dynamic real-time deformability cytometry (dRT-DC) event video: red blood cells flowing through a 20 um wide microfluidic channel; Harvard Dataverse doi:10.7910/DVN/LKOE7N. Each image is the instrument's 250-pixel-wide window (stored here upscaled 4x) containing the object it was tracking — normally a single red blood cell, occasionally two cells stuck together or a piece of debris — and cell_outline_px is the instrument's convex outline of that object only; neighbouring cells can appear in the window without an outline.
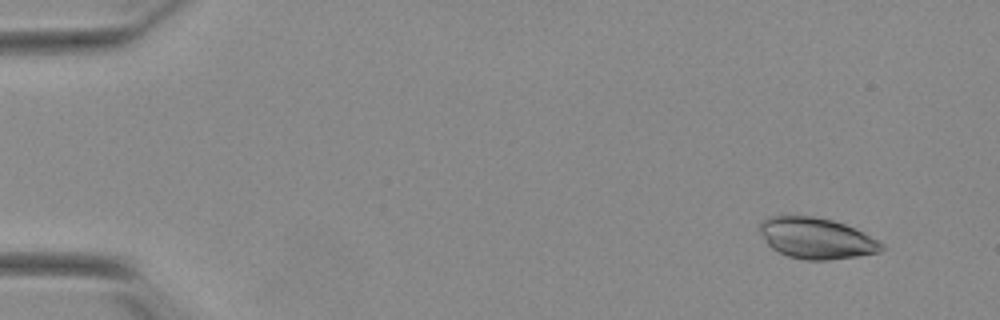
{"species": "Egyptian fruit bat (a non-hibernating species)", "species_latin": "Rousettus aegyptiacus", "temperature_condition": "warm", "stored_images_in_passage": 50, "camera_frame_rate_fps": 3000, "um_per_image_px": 0.085, "animal": {"sex": "female"}, "frame": {"image": 1, "passage_image": 1, "time_ms": 0.0, "image_size_px": [1000, 320], "cell_outline_px": [[884, 248], [880, 252], [856, 256], [828, 260], [808, 260], [788, 256], [772, 248], [768, 244], [756, 228], [760, 220], [768, 216], [812, 216], [832, 220], [856, 228], [884, 244]], "centroid_in_image_um": [69.35, 20.24], "position_along_channel_um": 15.6, "area_um2": 29.19}}
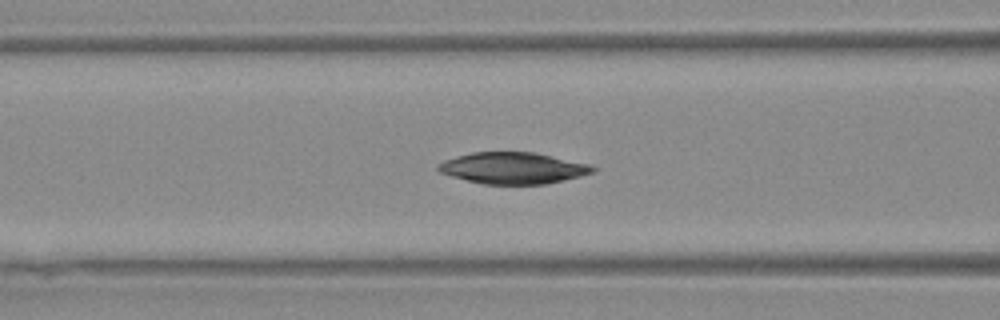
{"frame": {"image": 2, "passage_image": 19, "time_ms": 6.0, "image_size_px": [1000, 320], "cell_outline_px": [[596, 172], [548, 184], [484, 184], [452, 176], [440, 172], [436, 168], [436, 164], [444, 160], [472, 152], [536, 152], [588, 164], [596, 168]], "centroid_in_image_um": [43.62, 14.28], "position_along_channel_um": 123.0, "area_um2": 28.26}}
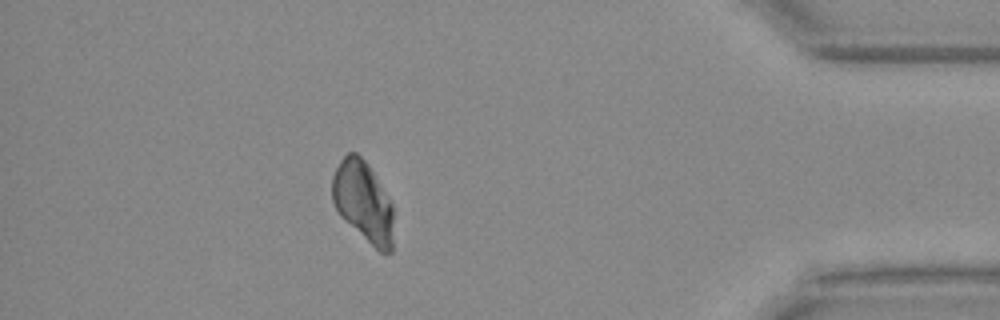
{"frame": {"image": 3, "passage_image": 44, "time_ms": 14.333, "image_size_px": [1000, 320], "cell_outline_px": [[392, 252], [380, 252], [344, 220], [340, 216], [332, 200], [332, 176], [340, 160], [348, 152], [356, 152], [368, 164], [392, 204]], "centroid_in_image_um": [30.85, 17.12], "position_along_channel_um": 404.4, "area_um2": 28.44}, "authors_computed_cell_mechanics": {"area_um2": 29.5647, "velocity_mm_per_s": 3.8728, "shape_relaxation_time_tau1_ms": 4.1238, "shape_relaxation_time_tau2_ms": null, "deformation_change_tau1": 0.053, "deformation_change_tau2": null}}